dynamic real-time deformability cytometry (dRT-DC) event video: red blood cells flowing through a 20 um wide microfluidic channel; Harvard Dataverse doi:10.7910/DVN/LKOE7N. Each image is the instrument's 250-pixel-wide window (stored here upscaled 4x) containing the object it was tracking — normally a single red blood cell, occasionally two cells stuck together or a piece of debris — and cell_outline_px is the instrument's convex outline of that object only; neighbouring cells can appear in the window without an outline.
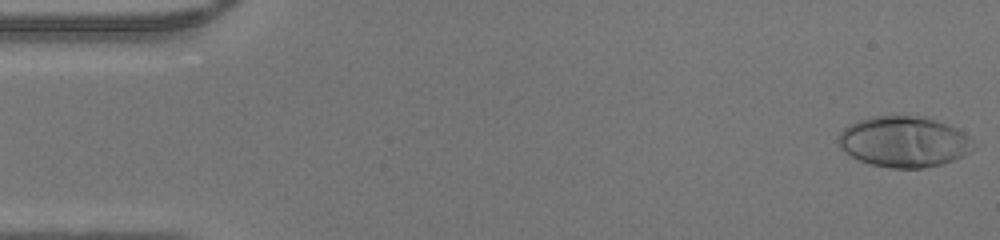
{"species": "human", "species_latin": "Homo sapiens", "temperature_condition": "warm", "stored_images_in_passage": 47, "camera_frame_rate_fps": 3000, "um_per_image_px": 0.085, "donor": {"sex": "male"}, "frame": {"image": 1, "passage_image": 1, "time_ms": 0.0, "image_size_px": [1000, 240], "cell_outline_px": [[980, 144], [964, 156], [940, 164], [920, 168], [888, 168], [872, 164], [860, 160], [844, 152], [840, 148], [836, 140], [836, 136], [844, 128], [860, 120], [872, 116], [924, 116], [956, 128], [964, 132]], "centroid_in_image_um": [76.86, 12.05], "position_along_channel_um": 8.1, "area_um2": 40.23}}
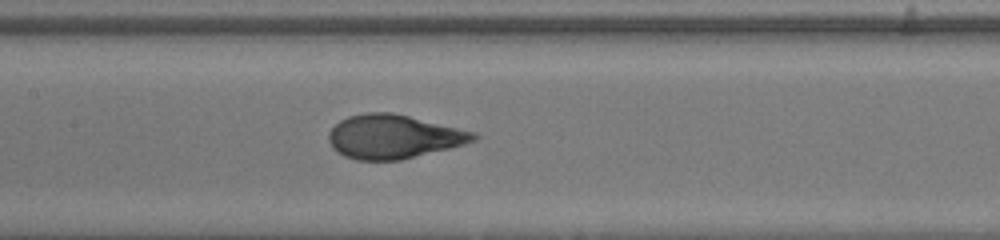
{"frame": {"image": 2, "passage_image": 22, "time_ms": 7.0, "image_size_px": [1000, 240], "cell_outline_px": [[480, 136], [476, 140], [464, 144], [400, 160], [356, 160], [344, 156], [332, 148], [328, 140], [328, 132], [340, 120], [348, 116], [364, 112], [392, 112], [476, 132]], "centroid_in_image_um": [33.42, 11.61], "position_along_channel_um": 174.0, "area_um2": 36.99}}
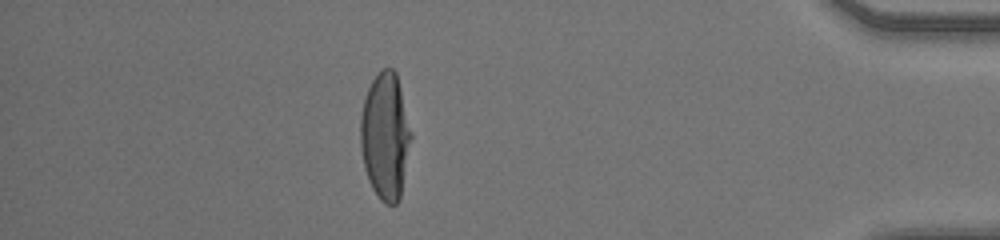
{"frame": {"image": 3, "passage_image": 41, "time_ms": 13.333, "image_size_px": [1000, 240], "cell_outline_px": [[412, 136], [400, 200], [396, 204], [384, 204], [380, 200], [372, 188], [368, 180], [364, 168], [360, 144], [360, 116], [364, 100], [368, 88], [372, 80], [384, 68], [392, 68], [396, 72], [412, 132]], "centroid_in_image_um": [32.75, 11.6], "position_along_channel_um": 402.5, "area_um2": 37.57}}